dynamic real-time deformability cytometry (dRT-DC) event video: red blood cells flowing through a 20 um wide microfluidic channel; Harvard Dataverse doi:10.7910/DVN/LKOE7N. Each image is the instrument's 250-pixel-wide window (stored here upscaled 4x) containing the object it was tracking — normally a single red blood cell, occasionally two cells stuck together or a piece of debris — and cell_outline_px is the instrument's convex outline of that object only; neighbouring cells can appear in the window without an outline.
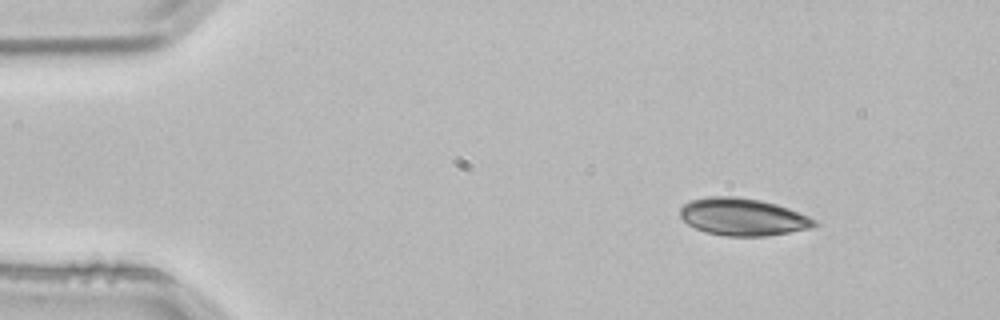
{"species": "common noctule bat (a hibernating species)", "species_latin": "Nyctalus noctula", "temperature_condition": "room temperature", "stored_images_in_passage": 2, "camera_frame_rate_fps": 3000, "um_per_image_px": 0.085, "animal": {"sex": "male", "body_mass_g": 21.5, "forearm_length_mm": 52.0}, "frame": {"image": 1, "passage_image": 1, "time_ms": 0.0, "image_size_px": [1000, 320], "cell_outline_px": [[820, 224], [812, 228], [764, 236], [728, 236], [708, 232], [696, 228], [688, 224], [680, 216], [680, 208], [684, 204], [692, 200], [708, 196], [736, 196], [760, 200], [776, 204], [788, 208], [808, 216], [816, 220]], "centroid_in_image_um": [63.16, 18.43], "position_along_channel_um": 21.8, "area_um2": 29.07}}